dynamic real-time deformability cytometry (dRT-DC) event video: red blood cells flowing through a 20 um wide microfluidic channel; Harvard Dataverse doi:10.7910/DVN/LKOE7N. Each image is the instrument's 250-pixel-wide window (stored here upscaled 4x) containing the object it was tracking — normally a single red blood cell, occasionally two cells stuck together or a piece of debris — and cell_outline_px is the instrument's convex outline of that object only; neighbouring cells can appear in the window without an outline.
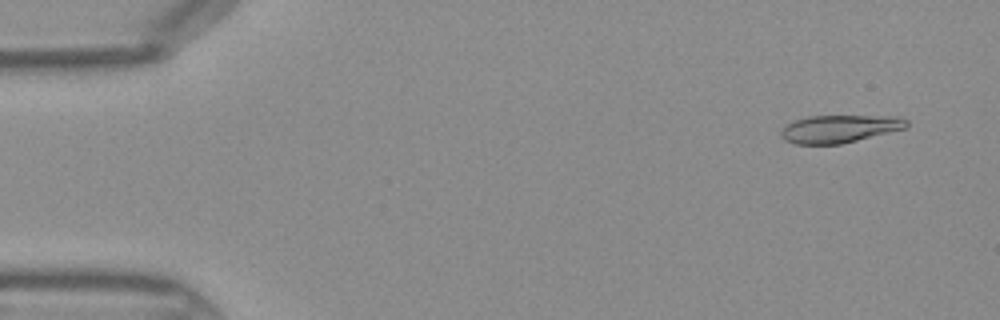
{"species": "Egyptian fruit bat (a non-hibernating species)", "species_latin": "Rousettus aegyptiacus", "temperature_condition": "warm", "stored_images_in_passage": 44, "camera_frame_rate_fps": 3000, "um_per_image_px": 0.085, "frame": {"image": 1, "passage_image": 3, "time_ms": 0.667, "image_size_px": [1000, 320], "cell_outline_px": [[908, 128], [840, 144], [796, 144], [784, 140], [780, 136], [780, 132], [784, 124], [808, 116], [896, 116], [908, 120]], "centroid_in_image_um": [71.35, 10.94], "position_along_channel_um": 13.7, "area_um2": 20.4}}
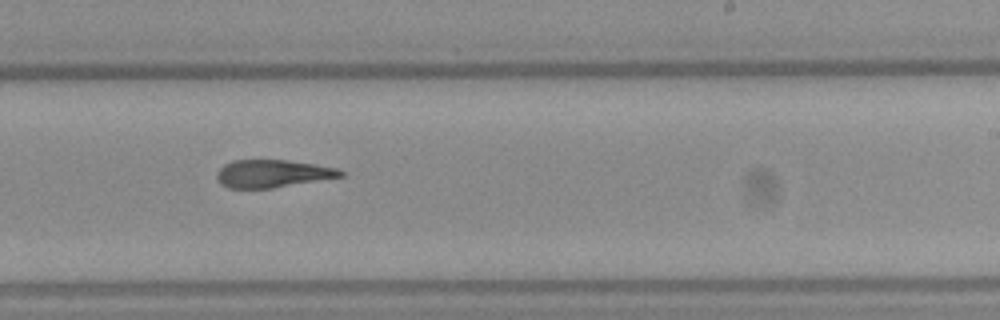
{"frame": {"image": 2, "passage_image": 27, "time_ms": 8.667, "image_size_px": [1000, 320], "cell_outline_px": [[344, 176], [272, 188], [228, 188], [220, 184], [216, 176], [216, 172], [224, 164], [232, 160], [288, 160], [336, 168], [344, 172]], "centroid_in_image_um": [23.12, 14.76], "position_along_channel_um": 265.9, "area_um2": 19.88}}
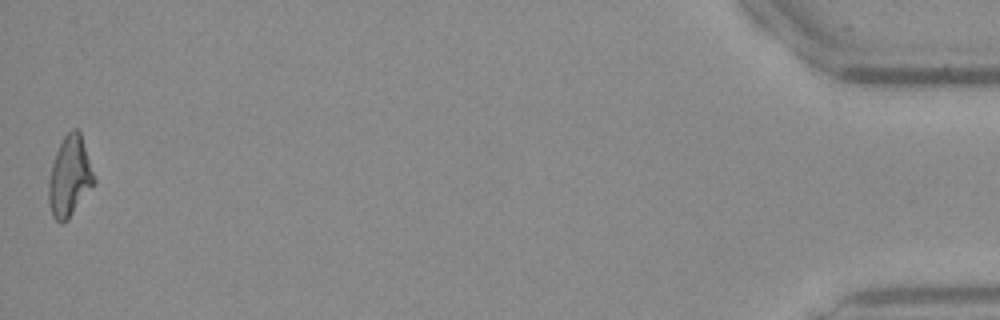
{"frame": {"image": 3, "passage_image": 44, "time_ms": 14.333, "image_size_px": [1000, 320], "cell_outline_px": [[96, 180], [68, 220], [60, 224], [52, 216], [48, 200], [48, 180], [52, 164], [56, 152], [64, 136], [72, 128], [76, 128], [80, 132]], "centroid_in_image_um": [5.9, 15.02], "position_along_channel_um": 429.3, "area_um2": 21.04}}